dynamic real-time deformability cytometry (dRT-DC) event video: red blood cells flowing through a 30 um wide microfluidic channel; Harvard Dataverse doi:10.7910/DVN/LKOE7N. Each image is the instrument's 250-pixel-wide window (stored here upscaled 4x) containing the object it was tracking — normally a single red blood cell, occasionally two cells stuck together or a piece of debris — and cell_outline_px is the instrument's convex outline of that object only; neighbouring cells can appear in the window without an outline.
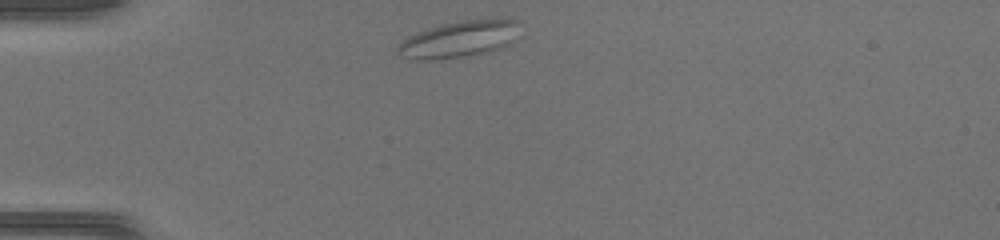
{"species": "common noctule bat (a hibernating species)", "species_latin": "Nyctalus noctula", "temperature_condition": "warm", "stored_images_in_passage": 39, "segment_of_instrument_passage": [1, 2], "camera_frame_rate_fps": 3000, "um_per_image_px": 0.085, "animal": {"sex": "female", "body_mass_g": 17.0, "forearm_length_mm": 48.0}, "frame": {"image": 1, "passage_image": 1, "time_ms": 0.0, "image_size_px": [1000, 240], "cell_outline_px": [[516, 40], [504, 48], [492, 52], [468, 56], [432, 60], [408, 60], [400, 56], [396, 52], [396, 48], [400, 40], [416, 32], [440, 24], [460, 20], [500, 16], [512, 16], [516, 20]], "centroid_in_image_um": [39.04, 3.31], "position_along_channel_um": 46.0, "area_um2": 27.34}}
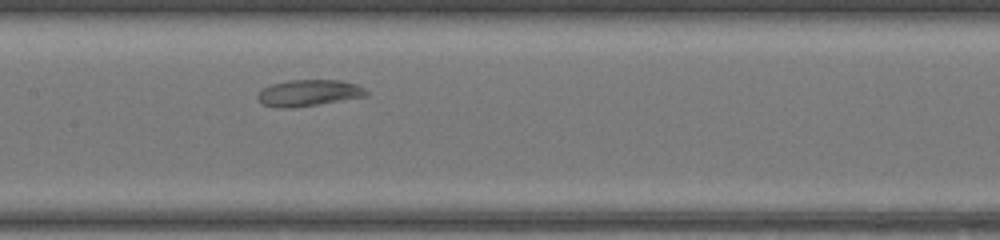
{"frame": {"image": 2, "passage_image": 13, "time_ms": 4.0, "image_size_px": [1000, 240], "cell_outline_px": [[368, 96], [320, 104], [292, 108], [276, 108], [264, 104], [256, 96], [260, 88], [272, 84], [288, 80], [340, 80], [356, 84], [364, 88], [368, 92]], "centroid_in_image_um": [26.23, 7.9], "position_along_channel_um": 181.2, "area_um2": 16.88}}
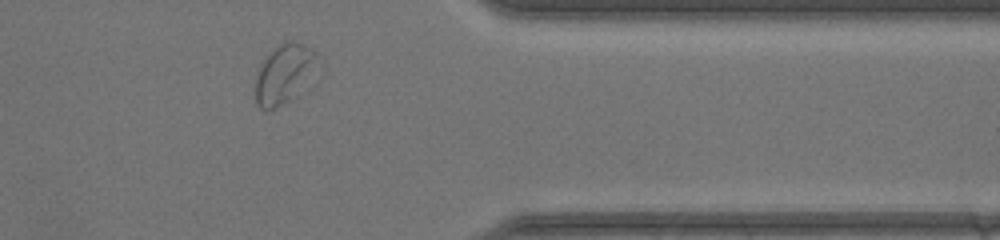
{"frame": {"image": 3, "passage_image": 29, "time_ms": 9.333, "image_size_px": [1000, 240], "cell_outline_px": [[316, 52], [300, 96], [268, 112], [264, 112], [256, 104], [256, 76], [268, 52], [284, 40], [292, 40], [304, 44], [312, 48]], "centroid_in_image_um": [24.07, 6.33], "position_along_channel_um": 387.3, "area_um2": 21.15}}